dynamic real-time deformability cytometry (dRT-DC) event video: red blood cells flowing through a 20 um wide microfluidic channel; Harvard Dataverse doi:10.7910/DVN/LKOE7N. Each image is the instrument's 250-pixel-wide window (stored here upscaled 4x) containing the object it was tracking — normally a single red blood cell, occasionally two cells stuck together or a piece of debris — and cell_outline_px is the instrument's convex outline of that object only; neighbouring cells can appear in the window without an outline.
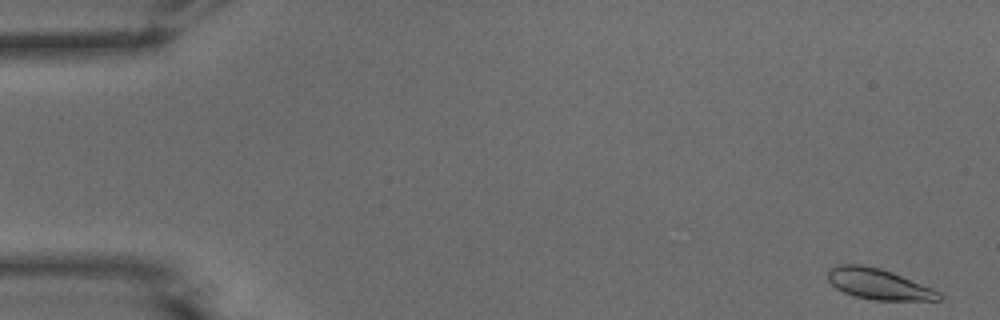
{"species": "common noctule bat (a hibernating species)", "species_latin": "Nyctalus noctula", "temperature_condition": "warm", "stored_images_in_passage": 51, "camera_frame_rate_fps": 3000, "um_per_image_px": 0.085, "animal": {"sex": "male", "body_mass_g": 15.6}, "frame": {"image": 1, "passage_image": 1, "time_ms": 0.0, "image_size_px": [1000, 320], "cell_outline_px": [[944, 296], [940, 300], [872, 300], [856, 296], [844, 292], [836, 288], [828, 280], [828, 268], [836, 264], [864, 264], [880, 268], [892, 272], [932, 288], [940, 292]], "centroid_in_image_um": [74.66, 24.13], "position_along_channel_um": 10.3, "area_um2": 20.0}}
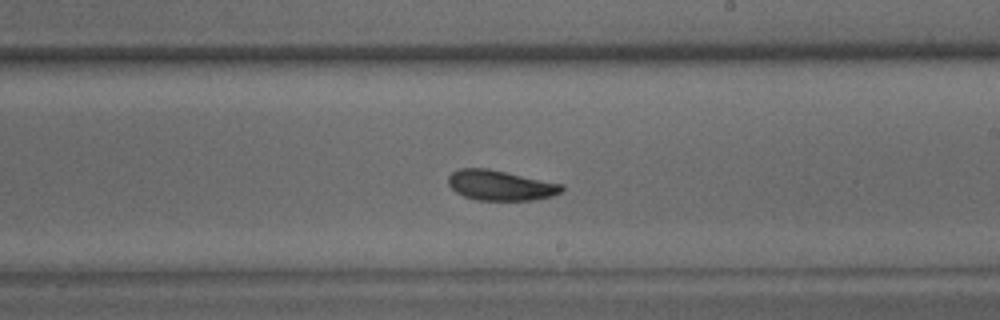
{"frame": {"image": 2, "passage_image": 30, "time_ms": 9.667, "image_size_px": [1000, 320], "cell_outline_px": [[564, 188], [560, 192], [552, 196], [536, 200], [476, 200], [464, 196], [456, 192], [448, 184], [448, 176], [452, 172], [460, 168], [488, 168], [564, 184]], "centroid_in_image_um": [42.54, 15.75], "position_along_channel_um": 246.5, "area_um2": 20.06}}
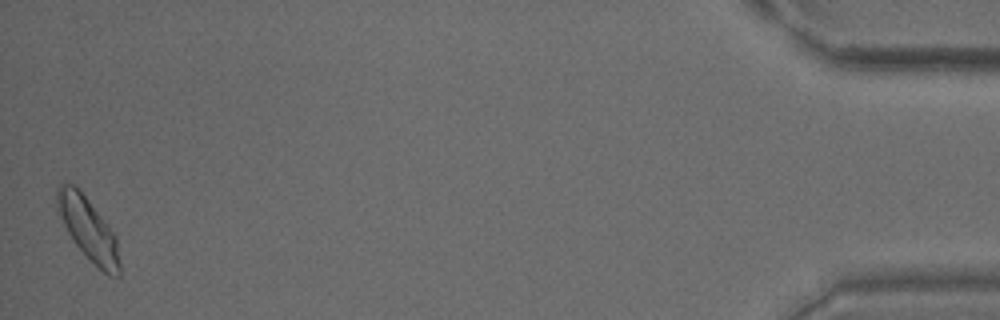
{"frame": {"image": 3, "passage_image": 51, "time_ms": 16.667, "image_size_px": [1000, 320], "cell_outline_px": [[120, 276], [108, 276], [76, 244], [68, 232], [56, 212], [56, 188], [60, 184], [72, 184], [88, 200], [108, 224], [116, 236], [120, 264]], "centroid_in_image_um": [7.49, 19.45], "position_along_channel_um": 427.7, "area_um2": 22.37}, "authors_computed_cell_mechanics": {"area_um2": 20.4034, "velocity_mm_per_s": 3.8641, "shape_relaxation_time_tau1_ms": 3.6816, "shape_relaxation_time_tau2_ms": 5.2749, "deformation_change_tau1": 0.1326, "deformation_change_tau2": 0.1203}}